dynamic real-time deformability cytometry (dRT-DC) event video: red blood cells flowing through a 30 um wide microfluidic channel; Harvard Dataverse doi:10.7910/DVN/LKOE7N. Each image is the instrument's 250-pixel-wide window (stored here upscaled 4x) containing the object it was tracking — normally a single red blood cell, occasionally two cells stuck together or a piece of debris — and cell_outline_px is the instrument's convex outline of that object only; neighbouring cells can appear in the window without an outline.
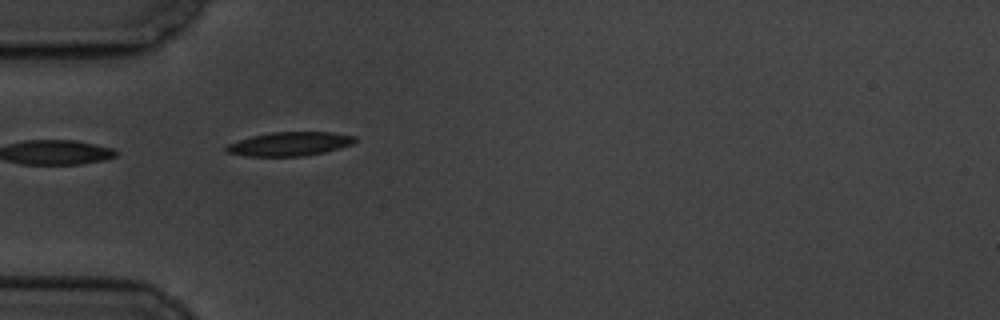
{"species": "common noctule bat (a hibernating species)", "species_latin": "Nyctalus noctula", "temperature_condition": "cold", "stored_images_in_passage": 5, "camera_frame_rate_fps": 3000, "um_per_image_px": 0.085, "animal": {"sex": "male", "body_mass_g": 19.5, "forearm_length_mm": 54.6}, "frame": {"image": 1, "passage_image": 3, "time_ms": 2.333, "image_size_px": [1000, 320], "cell_outline_px": [[360, 140], [352, 144], [340, 148], [324, 152], [304, 156], [248, 156], [228, 152], [224, 148], [228, 144], [252, 136], [272, 132], [332, 132], [356, 136]], "centroid_in_image_um": [24.69, 12.23], "position_along_channel_um": 60.3, "area_um2": 17.86}}
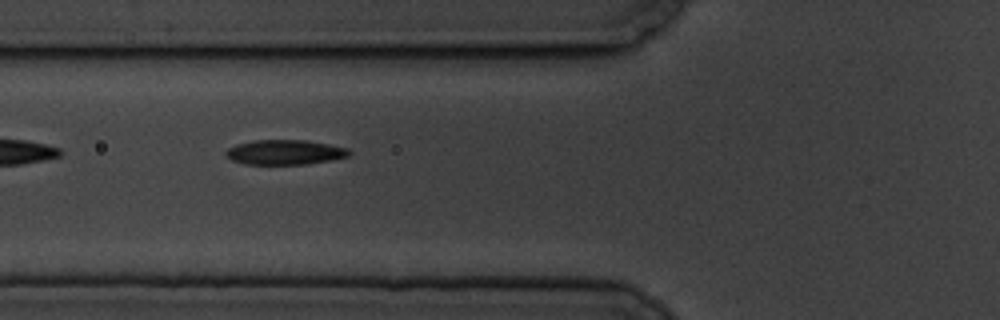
{"frame": {"image": 2, "passage_image": 4, "time_ms": 3.667, "image_size_px": [1000, 320], "cell_outline_px": [[352, 152], [348, 156], [332, 160], [304, 164], [244, 164], [232, 160], [224, 152], [228, 148], [236, 144], [252, 140], [304, 140], [328, 144], [348, 148]], "centroid_in_image_um": [24.21, 12.93], "position_along_channel_um": 101.6, "area_um2": 17.8}}